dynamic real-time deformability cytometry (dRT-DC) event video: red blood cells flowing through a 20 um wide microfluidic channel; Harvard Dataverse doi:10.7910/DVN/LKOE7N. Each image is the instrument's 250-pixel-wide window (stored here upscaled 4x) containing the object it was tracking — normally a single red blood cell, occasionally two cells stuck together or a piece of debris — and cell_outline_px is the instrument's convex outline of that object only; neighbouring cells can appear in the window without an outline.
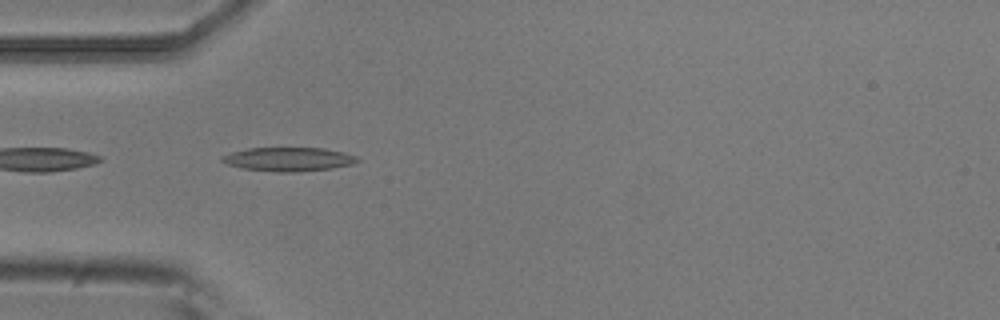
{"species": "common noctule bat (a hibernating species)", "species_latin": "Nyctalus noctula", "temperature_condition": "room temperature", "stored_images_in_passage": 6, "camera_frame_rate_fps": 3000, "um_per_image_px": 0.085, "animal": {"sex": "male", "body_mass_g": 20.5, "forearm_length_mm": 52.5}, "frame": {"image": 1, "passage_image": 5, "time_ms": 1.333, "image_size_px": [1000, 320], "cell_outline_px": [[360, 160], [352, 164], [332, 168], [296, 172], [276, 172], [244, 168], [228, 164], [220, 160], [220, 156], [232, 152], [248, 148], [324, 148], [344, 152], [356, 156]], "centroid_in_image_um": [24.53, 13.53], "position_along_channel_um": 60.5, "area_um2": 18.73}}
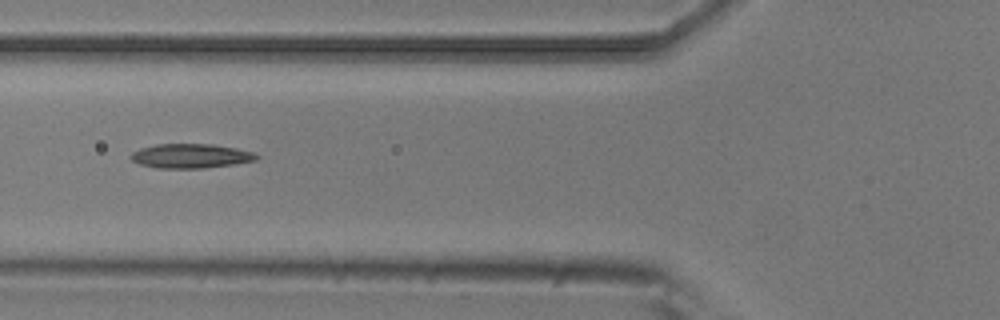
{"frame": {"image": 2, "passage_image": 6, "time_ms": 1.667, "image_size_px": [1000, 320], "cell_outline_px": [[260, 156], [256, 160], [232, 164], [204, 168], [156, 168], [140, 164], [132, 160], [128, 156], [132, 152], [140, 148], [156, 144], [212, 144], [236, 148], [256, 152]], "centroid_in_image_um": [16.21, 13.25], "position_along_channel_um": 109.6, "area_um2": 17.92}}